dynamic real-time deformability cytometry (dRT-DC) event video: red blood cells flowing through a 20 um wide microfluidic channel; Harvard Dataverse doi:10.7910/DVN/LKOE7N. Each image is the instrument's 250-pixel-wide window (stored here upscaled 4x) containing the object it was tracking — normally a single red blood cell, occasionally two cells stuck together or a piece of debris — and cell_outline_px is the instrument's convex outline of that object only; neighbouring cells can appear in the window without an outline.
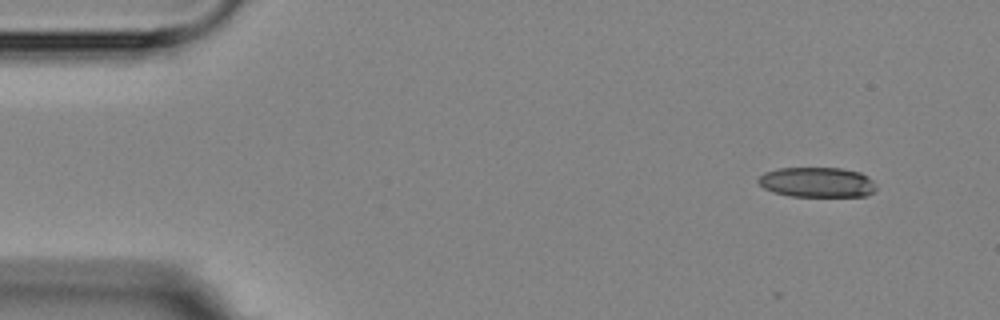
{"species": "Egyptian fruit bat (a non-hibernating species)", "species_latin": "Rousettus aegyptiacus", "temperature_condition": "room temperature", "stored_images_in_passage": 3, "camera_frame_rate_fps": 3000, "um_per_image_px": 0.085, "animal": {"sex": "female"}, "frame": {"image": 1, "passage_image": 1, "time_ms": 0.0, "image_size_px": [1000, 320], "cell_outline_px": [[876, 188], [872, 192], [864, 196], [792, 196], [776, 192], [764, 188], [756, 180], [764, 172], [780, 168], [840, 168], [860, 172], [868, 176], [876, 184]], "centroid_in_image_um": [69.47, 15.48], "position_along_channel_um": 15.5, "area_um2": 20.52}}